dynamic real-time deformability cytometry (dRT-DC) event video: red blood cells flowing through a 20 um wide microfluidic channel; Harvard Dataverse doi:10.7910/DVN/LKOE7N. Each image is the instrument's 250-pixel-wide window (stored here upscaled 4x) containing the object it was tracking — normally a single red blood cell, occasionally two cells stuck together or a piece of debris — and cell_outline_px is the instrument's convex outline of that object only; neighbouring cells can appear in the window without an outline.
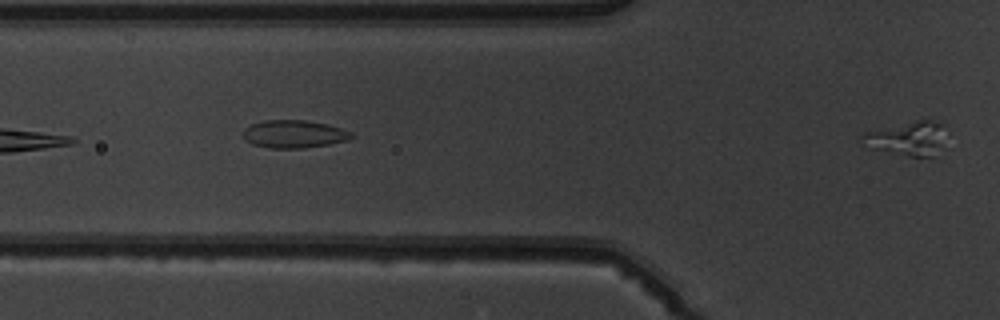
{"species": "common noctule bat (a hibernating species)", "species_latin": "Nyctalus noctula", "temperature_condition": "warm", "stored_images_in_passage": 4, "camera_frame_rate_fps": 3000, "um_per_image_px": 0.085, "animal": {"sex": "male", "body_mass_g": 19.5, "forearm_length_mm": 54.6}, "frame": {"image": 1, "passage_image": 4, "time_ms": 4.333, "image_size_px": [1000, 320], "cell_outline_px": [[944, 148], [932, 156], [908, 156], [872, 148], [860, 136], [864, 132], [916, 120], [932, 120], [940, 124]], "centroid_in_image_um": [77.15, 11.77], "position_along_channel_um": 48.7, "area_um2": 16.01}}